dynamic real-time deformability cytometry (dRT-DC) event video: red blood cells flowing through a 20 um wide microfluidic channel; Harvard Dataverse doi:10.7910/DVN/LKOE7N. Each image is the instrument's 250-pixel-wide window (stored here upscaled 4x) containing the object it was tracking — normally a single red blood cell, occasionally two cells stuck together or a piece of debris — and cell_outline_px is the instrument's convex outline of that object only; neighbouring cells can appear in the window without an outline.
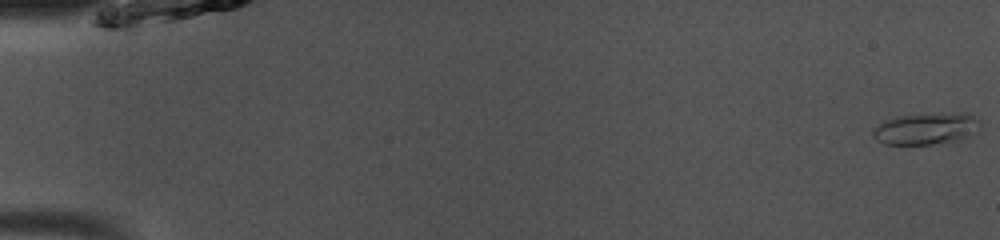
{"species": "common noctule bat (a hibernating species)", "species_latin": "Nyctalus noctula", "temperature_condition": "room temperature", "stored_images_in_passage": 49, "camera_frame_rate_fps": 3000, "um_per_image_px": 0.085, "animal": {"sex": "male", "body_mass_g": 13.0, "forearm_length_mm": 53.1}, "frame": {"image": 1, "passage_image": 1, "time_ms": 0.0, "image_size_px": [1000, 240], "cell_outline_px": [[980, 132], [972, 136], [952, 144], [884, 144], [876, 140], [872, 136], [872, 128], [884, 120], [900, 116], [956, 112], [968, 112], [980, 120]], "centroid_in_image_um": [78.82, 10.95], "position_along_channel_um": 6.2, "area_um2": 20.63}}
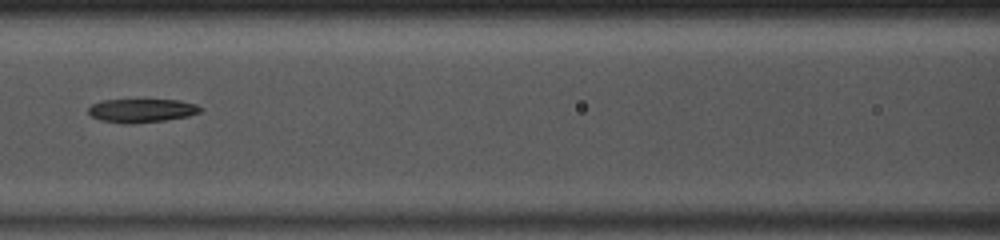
{"frame": {"image": 2, "passage_image": 23, "time_ms": 7.333, "image_size_px": [1000, 240], "cell_outline_px": [[204, 108], [200, 112], [188, 116], [164, 120], [132, 124], [124, 124], [100, 120], [92, 116], [88, 112], [88, 108], [92, 104], [100, 100], [180, 100], [196, 104]], "centroid_in_image_um": [12.04, 9.4], "position_along_channel_um": 154.6, "area_um2": 15.49}}
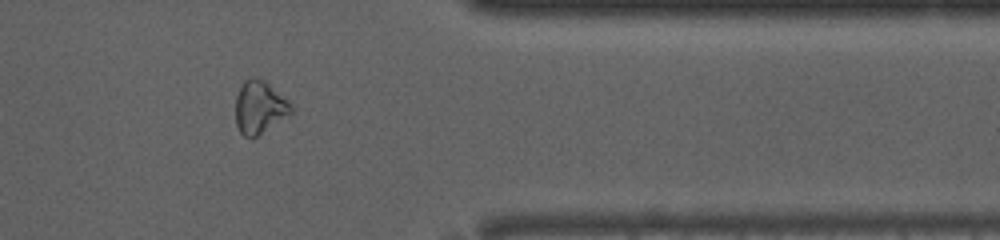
{"frame": {"image": 3, "passage_image": 41, "time_ms": 13.333, "image_size_px": [1000, 240], "cell_outline_px": [[292, 112], [252, 140], [244, 136], [240, 132], [236, 124], [236, 96], [244, 80], [252, 76], [264, 80], [292, 108]], "centroid_in_image_um": [21.99, 9.15], "position_along_channel_um": 389.4, "area_um2": 16.59}, "authors_computed_cell_mechanics": {"area_um2": 16.5886, "velocity_mm_per_s": 4.0983, "shape_relaxation_time_tau1_ms": 5.6544, "shape_relaxation_time_tau2_ms": 10.931, "deformation_change_tau1": 0.1912, "deformation_change_tau2": 0.2139}}